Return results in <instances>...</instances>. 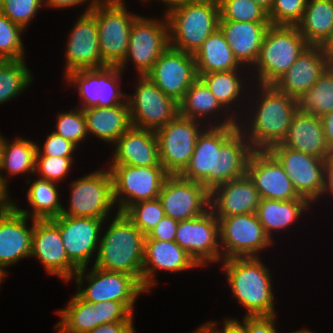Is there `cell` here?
Here are the masks:
<instances>
[{
  "mask_svg": "<svg viewBox=\"0 0 333 333\" xmlns=\"http://www.w3.org/2000/svg\"><path fill=\"white\" fill-rule=\"evenodd\" d=\"M253 149L238 125L207 126L198 136L194 153L181 177L200 182L209 192L246 175Z\"/></svg>",
  "mask_w": 333,
  "mask_h": 333,
  "instance_id": "cell-1",
  "label": "cell"
},
{
  "mask_svg": "<svg viewBox=\"0 0 333 333\" xmlns=\"http://www.w3.org/2000/svg\"><path fill=\"white\" fill-rule=\"evenodd\" d=\"M254 85L256 88L251 87V91L255 90L253 92L256 94L252 92V95H247L245 103H250V106L247 104L246 113L240 111L237 122L253 150H269L285 140L292 118L298 110L297 99L282 93L274 85ZM242 114L244 117H241Z\"/></svg>",
  "mask_w": 333,
  "mask_h": 333,
  "instance_id": "cell-2",
  "label": "cell"
},
{
  "mask_svg": "<svg viewBox=\"0 0 333 333\" xmlns=\"http://www.w3.org/2000/svg\"><path fill=\"white\" fill-rule=\"evenodd\" d=\"M262 257H234L221 261L232 298L246 309L245 316L276 315L271 271Z\"/></svg>",
  "mask_w": 333,
  "mask_h": 333,
  "instance_id": "cell-3",
  "label": "cell"
},
{
  "mask_svg": "<svg viewBox=\"0 0 333 333\" xmlns=\"http://www.w3.org/2000/svg\"><path fill=\"white\" fill-rule=\"evenodd\" d=\"M115 212L105 232H102L103 228L101 230L98 254L93 266L105 271L127 273L142 284L146 235L123 213Z\"/></svg>",
  "mask_w": 333,
  "mask_h": 333,
  "instance_id": "cell-4",
  "label": "cell"
},
{
  "mask_svg": "<svg viewBox=\"0 0 333 333\" xmlns=\"http://www.w3.org/2000/svg\"><path fill=\"white\" fill-rule=\"evenodd\" d=\"M169 46L195 54L203 42L219 28L218 0H199L165 14Z\"/></svg>",
  "mask_w": 333,
  "mask_h": 333,
  "instance_id": "cell-5",
  "label": "cell"
},
{
  "mask_svg": "<svg viewBox=\"0 0 333 333\" xmlns=\"http://www.w3.org/2000/svg\"><path fill=\"white\" fill-rule=\"evenodd\" d=\"M308 46L296 26L271 25L264 36L258 60L253 70L247 71V76L251 74L252 83L273 85Z\"/></svg>",
  "mask_w": 333,
  "mask_h": 333,
  "instance_id": "cell-6",
  "label": "cell"
},
{
  "mask_svg": "<svg viewBox=\"0 0 333 333\" xmlns=\"http://www.w3.org/2000/svg\"><path fill=\"white\" fill-rule=\"evenodd\" d=\"M86 270L87 267L79 269L72 277L76 280L75 294L80 299L91 304L109 300L121 302L134 314L136 299L141 293L147 292L134 276L124 272L105 271L93 265L88 272Z\"/></svg>",
  "mask_w": 333,
  "mask_h": 333,
  "instance_id": "cell-7",
  "label": "cell"
},
{
  "mask_svg": "<svg viewBox=\"0 0 333 333\" xmlns=\"http://www.w3.org/2000/svg\"><path fill=\"white\" fill-rule=\"evenodd\" d=\"M125 1L98 0L90 10L97 21L100 52L108 66H119L127 55L130 29L139 16Z\"/></svg>",
  "mask_w": 333,
  "mask_h": 333,
  "instance_id": "cell-8",
  "label": "cell"
},
{
  "mask_svg": "<svg viewBox=\"0 0 333 333\" xmlns=\"http://www.w3.org/2000/svg\"><path fill=\"white\" fill-rule=\"evenodd\" d=\"M70 182L69 205L67 209L63 206L61 215L98 218L107 223L108 214L116 208L110 170L101 168Z\"/></svg>",
  "mask_w": 333,
  "mask_h": 333,
  "instance_id": "cell-9",
  "label": "cell"
},
{
  "mask_svg": "<svg viewBox=\"0 0 333 333\" xmlns=\"http://www.w3.org/2000/svg\"><path fill=\"white\" fill-rule=\"evenodd\" d=\"M107 168L112 176L116 211L121 213L134 203L157 199L169 175L163 166L109 165Z\"/></svg>",
  "mask_w": 333,
  "mask_h": 333,
  "instance_id": "cell-10",
  "label": "cell"
},
{
  "mask_svg": "<svg viewBox=\"0 0 333 333\" xmlns=\"http://www.w3.org/2000/svg\"><path fill=\"white\" fill-rule=\"evenodd\" d=\"M157 18L139 15L134 20L130 29L127 55L118 66L123 72L131 61L135 65L136 76L146 75L169 47L167 18L165 15Z\"/></svg>",
  "mask_w": 333,
  "mask_h": 333,
  "instance_id": "cell-11",
  "label": "cell"
},
{
  "mask_svg": "<svg viewBox=\"0 0 333 333\" xmlns=\"http://www.w3.org/2000/svg\"><path fill=\"white\" fill-rule=\"evenodd\" d=\"M123 71L118 66L71 71L64 76L69 86L77 88L81 109L112 107L126 103L127 94L122 92Z\"/></svg>",
  "mask_w": 333,
  "mask_h": 333,
  "instance_id": "cell-12",
  "label": "cell"
},
{
  "mask_svg": "<svg viewBox=\"0 0 333 333\" xmlns=\"http://www.w3.org/2000/svg\"><path fill=\"white\" fill-rule=\"evenodd\" d=\"M207 126L179 114L155 131L160 164L169 175H179L194 153L198 136Z\"/></svg>",
  "mask_w": 333,
  "mask_h": 333,
  "instance_id": "cell-13",
  "label": "cell"
},
{
  "mask_svg": "<svg viewBox=\"0 0 333 333\" xmlns=\"http://www.w3.org/2000/svg\"><path fill=\"white\" fill-rule=\"evenodd\" d=\"M136 78L133 94L126 96L131 126L157 131L179 114V105L146 75Z\"/></svg>",
  "mask_w": 333,
  "mask_h": 333,
  "instance_id": "cell-14",
  "label": "cell"
},
{
  "mask_svg": "<svg viewBox=\"0 0 333 333\" xmlns=\"http://www.w3.org/2000/svg\"><path fill=\"white\" fill-rule=\"evenodd\" d=\"M222 259L260 257V251L274 245L256 213L217 217Z\"/></svg>",
  "mask_w": 333,
  "mask_h": 333,
  "instance_id": "cell-15",
  "label": "cell"
},
{
  "mask_svg": "<svg viewBox=\"0 0 333 333\" xmlns=\"http://www.w3.org/2000/svg\"><path fill=\"white\" fill-rule=\"evenodd\" d=\"M175 242L194 259L200 269L223 260L218 218L210 208L196 218L179 221Z\"/></svg>",
  "mask_w": 333,
  "mask_h": 333,
  "instance_id": "cell-16",
  "label": "cell"
},
{
  "mask_svg": "<svg viewBox=\"0 0 333 333\" xmlns=\"http://www.w3.org/2000/svg\"><path fill=\"white\" fill-rule=\"evenodd\" d=\"M268 151L280 162L299 196L312 206L320 201L324 188V159L290 149L282 143Z\"/></svg>",
  "mask_w": 333,
  "mask_h": 333,
  "instance_id": "cell-17",
  "label": "cell"
},
{
  "mask_svg": "<svg viewBox=\"0 0 333 333\" xmlns=\"http://www.w3.org/2000/svg\"><path fill=\"white\" fill-rule=\"evenodd\" d=\"M60 230L69 260L78 268H88L91 258H97L100 234L105 221L92 217L60 215L51 219ZM95 253V254H94Z\"/></svg>",
  "mask_w": 333,
  "mask_h": 333,
  "instance_id": "cell-18",
  "label": "cell"
},
{
  "mask_svg": "<svg viewBox=\"0 0 333 333\" xmlns=\"http://www.w3.org/2000/svg\"><path fill=\"white\" fill-rule=\"evenodd\" d=\"M146 76L164 94L179 103L189 87L198 79L194 54L169 46Z\"/></svg>",
  "mask_w": 333,
  "mask_h": 333,
  "instance_id": "cell-19",
  "label": "cell"
},
{
  "mask_svg": "<svg viewBox=\"0 0 333 333\" xmlns=\"http://www.w3.org/2000/svg\"><path fill=\"white\" fill-rule=\"evenodd\" d=\"M165 216L177 221L202 215L210 208V192L200 183L168 175L158 196Z\"/></svg>",
  "mask_w": 333,
  "mask_h": 333,
  "instance_id": "cell-20",
  "label": "cell"
},
{
  "mask_svg": "<svg viewBox=\"0 0 333 333\" xmlns=\"http://www.w3.org/2000/svg\"><path fill=\"white\" fill-rule=\"evenodd\" d=\"M65 48L64 75L80 69L108 66L102 59L97 21L91 11L79 15L70 30Z\"/></svg>",
  "mask_w": 333,
  "mask_h": 333,
  "instance_id": "cell-21",
  "label": "cell"
},
{
  "mask_svg": "<svg viewBox=\"0 0 333 333\" xmlns=\"http://www.w3.org/2000/svg\"><path fill=\"white\" fill-rule=\"evenodd\" d=\"M30 257H36L49 275L64 282L79 270L68 258L59 227L51 220H36L32 233Z\"/></svg>",
  "mask_w": 333,
  "mask_h": 333,
  "instance_id": "cell-22",
  "label": "cell"
},
{
  "mask_svg": "<svg viewBox=\"0 0 333 333\" xmlns=\"http://www.w3.org/2000/svg\"><path fill=\"white\" fill-rule=\"evenodd\" d=\"M261 199L293 200L300 196L280 162L268 150H253L246 167Z\"/></svg>",
  "mask_w": 333,
  "mask_h": 333,
  "instance_id": "cell-23",
  "label": "cell"
},
{
  "mask_svg": "<svg viewBox=\"0 0 333 333\" xmlns=\"http://www.w3.org/2000/svg\"><path fill=\"white\" fill-rule=\"evenodd\" d=\"M20 213L16 208L0 212V276L5 279L7 267L30 258L35 219ZM28 224V225H27Z\"/></svg>",
  "mask_w": 333,
  "mask_h": 333,
  "instance_id": "cell-24",
  "label": "cell"
},
{
  "mask_svg": "<svg viewBox=\"0 0 333 333\" xmlns=\"http://www.w3.org/2000/svg\"><path fill=\"white\" fill-rule=\"evenodd\" d=\"M200 266L175 241H144L142 286L148 292L157 285L156 271L170 273L187 271Z\"/></svg>",
  "mask_w": 333,
  "mask_h": 333,
  "instance_id": "cell-25",
  "label": "cell"
},
{
  "mask_svg": "<svg viewBox=\"0 0 333 333\" xmlns=\"http://www.w3.org/2000/svg\"><path fill=\"white\" fill-rule=\"evenodd\" d=\"M261 197L247 175L210 191V209L216 217L256 213Z\"/></svg>",
  "mask_w": 333,
  "mask_h": 333,
  "instance_id": "cell-26",
  "label": "cell"
},
{
  "mask_svg": "<svg viewBox=\"0 0 333 333\" xmlns=\"http://www.w3.org/2000/svg\"><path fill=\"white\" fill-rule=\"evenodd\" d=\"M113 145L108 165L162 166L155 131L131 126Z\"/></svg>",
  "mask_w": 333,
  "mask_h": 333,
  "instance_id": "cell-27",
  "label": "cell"
},
{
  "mask_svg": "<svg viewBox=\"0 0 333 333\" xmlns=\"http://www.w3.org/2000/svg\"><path fill=\"white\" fill-rule=\"evenodd\" d=\"M329 67L322 46L309 45L273 85L282 93L298 99Z\"/></svg>",
  "mask_w": 333,
  "mask_h": 333,
  "instance_id": "cell-28",
  "label": "cell"
},
{
  "mask_svg": "<svg viewBox=\"0 0 333 333\" xmlns=\"http://www.w3.org/2000/svg\"><path fill=\"white\" fill-rule=\"evenodd\" d=\"M270 26V22L219 21V29L235 58L248 71L258 60L264 36Z\"/></svg>",
  "mask_w": 333,
  "mask_h": 333,
  "instance_id": "cell-29",
  "label": "cell"
},
{
  "mask_svg": "<svg viewBox=\"0 0 333 333\" xmlns=\"http://www.w3.org/2000/svg\"><path fill=\"white\" fill-rule=\"evenodd\" d=\"M178 105L180 116L201 121L207 126L238 125L235 118L220 105L199 77L189 87Z\"/></svg>",
  "mask_w": 333,
  "mask_h": 333,
  "instance_id": "cell-30",
  "label": "cell"
},
{
  "mask_svg": "<svg viewBox=\"0 0 333 333\" xmlns=\"http://www.w3.org/2000/svg\"><path fill=\"white\" fill-rule=\"evenodd\" d=\"M285 147L325 159L330 150L327 146L321 117L297 110L288 134L282 142Z\"/></svg>",
  "mask_w": 333,
  "mask_h": 333,
  "instance_id": "cell-31",
  "label": "cell"
},
{
  "mask_svg": "<svg viewBox=\"0 0 333 333\" xmlns=\"http://www.w3.org/2000/svg\"><path fill=\"white\" fill-rule=\"evenodd\" d=\"M245 72V73H243ZM246 70H231L211 72L208 74L198 75V77L207 85L212 94L216 97L220 105L233 117L236 121H239L240 112L239 109H244L242 101L247 100L246 89L251 88L252 83L247 87L246 84L250 79L245 78ZM246 84V88L244 85ZM244 87V88H243ZM244 91L246 92L245 94ZM245 98L243 99V97ZM240 101V102H239ZM239 102V103H238ZM234 103V104H233ZM237 106H236V105ZM241 104V105H240ZM234 105V106H233ZM240 105V106H239ZM240 107V108H239ZM237 108V109H233ZM236 110V111H235ZM237 113V114H236ZM235 115V116H234ZM238 115V117H237Z\"/></svg>",
  "mask_w": 333,
  "mask_h": 333,
  "instance_id": "cell-32",
  "label": "cell"
},
{
  "mask_svg": "<svg viewBox=\"0 0 333 333\" xmlns=\"http://www.w3.org/2000/svg\"><path fill=\"white\" fill-rule=\"evenodd\" d=\"M310 207L311 203L301 196L284 201L261 199L256 214L267 235L275 242L274 234L279 231L286 232L296 223L295 221L304 216V212L311 209Z\"/></svg>",
  "mask_w": 333,
  "mask_h": 333,
  "instance_id": "cell-33",
  "label": "cell"
},
{
  "mask_svg": "<svg viewBox=\"0 0 333 333\" xmlns=\"http://www.w3.org/2000/svg\"><path fill=\"white\" fill-rule=\"evenodd\" d=\"M86 119L87 133L100 141L113 144L131 127L128 104L112 107L82 109Z\"/></svg>",
  "mask_w": 333,
  "mask_h": 333,
  "instance_id": "cell-34",
  "label": "cell"
},
{
  "mask_svg": "<svg viewBox=\"0 0 333 333\" xmlns=\"http://www.w3.org/2000/svg\"><path fill=\"white\" fill-rule=\"evenodd\" d=\"M198 75L211 72L245 70L235 58L223 33L218 28L194 54Z\"/></svg>",
  "mask_w": 333,
  "mask_h": 333,
  "instance_id": "cell-35",
  "label": "cell"
},
{
  "mask_svg": "<svg viewBox=\"0 0 333 333\" xmlns=\"http://www.w3.org/2000/svg\"><path fill=\"white\" fill-rule=\"evenodd\" d=\"M27 178V184H31L27 190V201L30 210L21 209L15 203V208L30 219L49 220L62 214L63 205L60 203L58 183L41 178L32 180ZM57 186V187H56Z\"/></svg>",
  "mask_w": 333,
  "mask_h": 333,
  "instance_id": "cell-36",
  "label": "cell"
},
{
  "mask_svg": "<svg viewBox=\"0 0 333 333\" xmlns=\"http://www.w3.org/2000/svg\"><path fill=\"white\" fill-rule=\"evenodd\" d=\"M296 27L309 45L322 46L333 32V0H308Z\"/></svg>",
  "mask_w": 333,
  "mask_h": 333,
  "instance_id": "cell-37",
  "label": "cell"
},
{
  "mask_svg": "<svg viewBox=\"0 0 333 333\" xmlns=\"http://www.w3.org/2000/svg\"><path fill=\"white\" fill-rule=\"evenodd\" d=\"M56 313L60 317L55 326L56 333H89L98 326L97 310L93 304L76 294Z\"/></svg>",
  "mask_w": 333,
  "mask_h": 333,
  "instance_id": "cell-38",
  "label": "cell"
},
{
  "mask_svg": "<svg viewBox=\"0 0 333 333\" xmlns=\"http://www.w3.org/2000/svg\"><path fill=\"white\" fill-rule=\"evenodd\" d=\"M6 139L4 145L3 161L0 173H8L7 176H17L27 173L35 174V163L37 154V143L23 137H16L11 140ZM4 170V171H3Z\"/></svg>",
  "mask_w": 333,
  "mask_h": 333,
  "instance_id": "cell-39",
  "label": "cell"
},
{
  "mask_svg": "<svg viewBox=\"0 0 333 333\" xmlns=\"http://www.w3.org/2000/svg\"><path fill=\"white\" fill-rule=\"evenodd\" d=\"M297 104L299 111L318 117L333 111V70L330 67L297 99Z\"/></svg>",
  "mask_w": 333,
  "mask_h": 333,
  "instance_id": "cell-40",
  "label": "cell"
},
{
  "mask_svg": "<svg viewBox=\"0 0 333 333\" xmlns=\"http://www.w3.org/2000/svg\"><path fill=\"white\" fill-rule=\"evenodd\" d=\"M24 60H0V105L17 98L33 83V73Z\"/></svg>",
  "mask_w": 333,
  "mask_h": 333,
  "instance_id": "cell-41",
  "label": "cell"
},
{
  "mask_svg": "<svg viewBox=\"0 0 333 333\" xmlns=\"http://www.w3.org/2000/svg\"><path fill=\"white\" fill-rule=\"evenodd\" d=\"M219 21L269 22L267 12L252 0H218Z\"/></svg>",
  "mask_w": 333,
  "mask_h": 333,
  "instance_id": "cell-42",
  "label": "cell"
},
{
  "mask_svg": "<svg viewBox=\"0 0 333 333\" xmlns=\"http://www.w3.org/2000/svg\"><path fill=\"white\" fill-rule=\"evenodd\" d=\"M123 214L145 235L165 217L159 198L134 203Z\"/></svg>",
  "mask_w": 333,
  "mask_h": 333,
  "instance_id": "cell-43",
  "label": "cell"
},
{
  "mask_svg": "<svg viewBox=\"0 0 333 333\" xmlns=\"http://www.w3.org/2000/svg\"><path fill=\"white\" fill-rule=\"evenodd\" d=\"M25 30L0 13V60H24L22 37ZM22 34V35H21Z\"/></svg>",
  "mask_w": 333,
  "mask_h": 333,
  "instance_id": "cell-44",
  "label": "cell"
},
{
  "mask_svg": "<svg viewBox=\"0 0 333 333\" xmlns=\"http://www.w3.org/2000/svg\"><path fill=\"white\" fill-rule=\"evenodd\" d=\"M55 132L57 135L74 143L78 148L81 141L88 138L84 112L81 108L58 112Z\"/></svg>",
  "mask_w": 333,
  "mask_h": 333,
  "instance_id": "cell-45",
  "label": "cell"
},
{
  "mask_svg": "<svg viewBox=\"0 0 333 333\" xmlns=\"http://www.w3.org/2000/svg\"><path fill=\"white\" fill-rule=\"evenodd\" d=\"M308 0H274L268 20L274 26H296L305 11Z\"/></svg>",
  "mask_w": 333,
  "mask_h": 333,
  "instance_id": "cell-46",
  "label": "cell"
},
{
  "mask_svg": "<svg viewBox=\"0 0 333 333\" xmlns=\"http://www.w3.org/2000/svg\"><path fill=\"white\" fill-rule=\"evenodd\" d=\"M75 157L36 156L35 176L44 180L59 183L68 176ZM74 161V162H73Z\"/></svg>",
  "mask_w": 333,
  "mask_h": 333,
  "instance_id": "cell-47",
  "label": "cell"
},
{
  "mask_svg": "<svg viewBox=\"0 0 333 333\" xmlns=\"http://www.w3.org/2000/svg\"><path fill=\"white\" fill-rule=\"evenodd\" d=\"M42 6L43 0H2L1 13L25 30Z\"/></svg>",
  "mask_w": 333,
  "mask_h": 333,
  "instance_id": "cell-48",
  "label": "cell"
},
{
  "mask_svg": "<svg viewBox=\"0 0 333 333\" xmlns=\"http://www.w3.org/2000/svg\"><path fill=\"white\" fill-rule=\"evenodd\" d=\"M44 140L41 147L37 143L36 156L73 157L74 152L78 149L74 143L53 131Z\"/></svg>",
  "mask_w": 333,
  "mask_h": 333,
  "instance_id": "cell-49",
  "label": "cell"
},
{
  "mask_svg": "<svg viewBox=\"0 0 333 333\" xmlns=\"http://www.w3.org/2000/svg\"><path fill=\"white\" fill-rule=\"evenodd\" d=\"M97 310L98 326L109 322L134 321V315L121 303L103 301L93 303Z\"/></svg>",
  "mask_w": 333,
  "mask_h": 333,
  "instance_id": "cell-50",
  "label": "cell"
},
{
  "mask_svg": "<svg viewBox=\"0 0 333 333\" xmlns=\"http://www.w3.org/2000/svg\"><path fill=\"white\" fill-rule=\"evenodd\" d=\"M235 319L248 331V333H279L276 330V315L272 316H243L241 322Z\"/></svg>",
  "mask_w": 333,
  "mask_h": 333,
  "instance_id": "cell-51",
  "label": "cell"
},
{
  "mask_svg": "<svg viewBox=\"0 0 333 333\" xmlns=\"http://www.w3.org/2000/svg\"><path fill=\"white\" fill-rule=\"evenodd\" d=\"M177 220L165 216L156 227L149 232L145 240H159V241H175L177 231Z\"/></svg>",
  "mask_w": 333,
  "mask_h": 333,
  "instance_id": "cell-52",
  "label": "cell"
},
{
  "mask_svg": "<svg viewBox=\"0 0 333 333\" xmlns=\"http://www.w3.org/2000/svg\"><path fill=\"white\" fill-rule=\"evenodd\" d=\"M133 323V321L104 323L97 326L89 333H136Z\"/></svg>",
  "mask_w": 333,
  "mask_h": 333,
  "instance_id": "cell-53",
  "label": "cell"
},
{
  "mask_svg": "<svg viewBox=\"0 0 333 333\" xmlns=\"http://www.w3.org/2000/svg\"><path fill=\"white\" fill-rule=\"evenodd\" d=\"M218 321L209 320L205 323L214 333H248V331L235 319V318H224L223 328H217Z\"/></svg>",
  "mask_w": 333,
  "mask_h": 333,
  "instance_id": "cell-54",
  "label": "cell"
},
{
  "mask_svg": "<svg viewBox=\"0 0 333 333\" xmlns=\"http://www.w3.org/2000/svg\"><path fill=\"white\" fill-rule=\"evenodd\" d=\"M88 1V2H87ZM98 0H43V5H45L46 7H50V8H70V7H74V6H81V4L85 5V3H88L87 8L84 10V12L90 11L95 3Z\"/></svg>",
  "mask_w": 333,
  "mask_h": 333,
  "instance_id": "cell-55",
  "label": "cell"
},
{
  "mask_svg": "<svg viewBox=\"0 0 333 333\" xmlns=\"http://www.w3.org/2000/svg\"><path fill=\"white\" fill-rule=\"evenodd\" d=\"M333 196V151L324 159V188L322 196Z\"/></svg>",
  "mask_w": 333,
  "mask_h": 333,
  "instance_id": "cell-56",
  "label": "cell"
},
{
  "mask_svg": "<svg viewBox=\"0 0 333 333\" xmlns=\"http://www.w3.org/2000/svg\"><path fill=\"white\" fill-rule=\"evenodd\" d=\"M7 177L2 176L0 173V212H6L15 208V203L13 199L9 196V189Z\"/></svg>",
  "mask_w": 333,
  "mask_h": 333,
  "instance_id": "cell-57",
  "label": "cell"
},
{
  "mask_svg": "<svg viewBox=\"0 0 333 333\" xmlns=\"http://www.w3.org/2000/svg\"><path fill=\"white\" fill-rule=\"evenodd\" d=\"M325 140L330 151H333V111L321 117Z\"/></svg>",
  "mask_w": 333,
  "mask_h": 333,
  "instance_id": "cell-58",
  "label": "cell"
},
{
  "mask_svg": "<svg viewBox=\"0 0 333 333\" xmlns=\"http://www.w3.org/2000/svg\"><path fill=\"white\" fill-rule=\"evenodd\" d=\"M148 0H145L144 2H146ZM151 1V0H149ZM156 1H159L160 3H164L163 6L166 8V10H164L163 14H167L170 10H173L177 7H180L182 5H186L188 3H192V2H195V1H199V0H156Z\"/></svg>",
  "mask_w": 333,
  "mask_h": 333,
  "instance_id": "cell-59",
  "label": "cell"
},
{
  "mask_svg": "<svg viewBox=\"0 0 333 333\" xmlns=\"http://www.w3.org/2000/svg\"><path fill=\"white\" fill-rule=\"evenodd\" d=\"M324 55L328 62L333 59V32L331 36L322 45Z\"/></svg>",
  "mask_w": 333,
  "mask_h": 333,
  "instance_id": "cell-60",
  "label": "cell"
},
{
  "mask_svg": "<svg viewBox=\"0 0 333 333\" xmlns=\"http://www.w3.org/2000/svg\"><path fill=\"white\" fill-rule=\"evenodd\" d=\"M256 4H258L262 9H264L267 13L270 11L274 0H252Z\"/></svg>",
  "mask_w": 333,
  "mask_h": 333,
  "instance_id": "cell-61",
  "label": "cell"
},
{
  "mask_svg": "<svg viewBox=\"0 0 333 333\" xmlns=\"http://www.w3.org/2000/svg\"><path fill=\"white\" fill-rule=\"evenodd\" d=\"M190 333H214L205 323L198 326V328Z\"/></svg>",
  "mask_w": 333,
  "mask_h": 333,
  "instance_id": "cell-62",
  "label": "cell"
},
{
  "mask_svg": "<svg viewBox=\"0 0 333 333\" xmlns=\"http://www.w3.org/2000/svg\"><path fill=\"white\" fill-rule=\"evenodd\" d=\"M6 142V137L3 136L0 132V167L3 161L4 145Z\"/></svg>",
  "mask_w": 333,
  "mask_h": 333,
  "instance_id": "cell-63",
  "label": "cell"
},
{
  "mask_svg": "<svg viewBox=\"0 0 333 333\" xmlns=\"http://www.w3.org/2000/svg\"><path fill=\"white\" fill-rule=\"evenodd\" d=\"M290 333H315L313 332L312 330H310L309 328H303V329H300V330H296V331H293V332H290Z\"/></svg>",
  "mask_w": 333,
  "mask_h": 333,
  "instance_id": "cell-64",
  "label": "cell"
},
{
  "mask_svg": "<svg viewBox=\"0 0 333 333\" xmlns=\"http://www.w3.org/2000/svg\"><path fill=\"white\" fill-rule=\"evenodd\" d=\"M329 67L333 70V59L329 62Z\"/></svg>",
  "mask_w": 333,
  "mask_h": 333,
  "instance_id": "cell-65",
  "label": "cell"
},
{
  "mask_svg": "<svg viewBox=\"0 0 333 333\" xmlns=\"http://www.w3.org/2000/svg\"><path fill=\"white\" fill-rule=\"evenodd\" d=\"M1 8H2V0H0V13H1Z\"/></svg>",
  "mask_w": 333,
  "mask_h": 333,
  "instance_id": "cell-66",
  "label": "cell"
},
{
  "mask_svg": "<svg viewBox=\"0 0 333 333\" xmlns=\"http://www.w3.org/2000/svg\"><path fill=\"white\" fill-rule=\"evenodd\" d=\"M4 281V279L0 276V284ZM1 286V285H0Z\"/></svg>",
  "mask_w": 333,
  "mask_h": 333,
  "instance_id": "cell-67",
  "label": "cell"
}]
</instances>
